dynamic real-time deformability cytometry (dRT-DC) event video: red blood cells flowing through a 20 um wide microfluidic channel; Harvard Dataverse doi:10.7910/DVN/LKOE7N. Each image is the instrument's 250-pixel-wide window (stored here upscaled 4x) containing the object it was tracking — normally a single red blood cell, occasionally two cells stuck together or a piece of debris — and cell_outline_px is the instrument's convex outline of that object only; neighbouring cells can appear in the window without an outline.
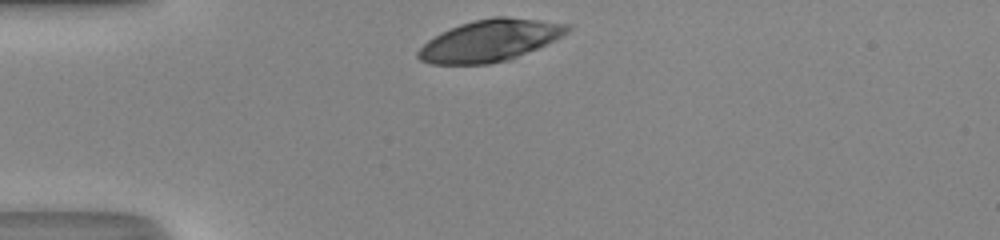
{"species": "human", "species_latin": "Homo sapiens", "temperature_condition": "room temperature", "stored_images_in_passage": 27, "camera_frame_rate_fps": 3000, "um_per_image_px": 0.085, "donor": {"sex": "male"}, "frame": {"image": 1, "passage_image": 1, "time_ms": 0.0, "image_size_px": [1000, 240], "cell_outline_px": [[572, 28], [568, 32], [536, 48], [508, 60], [488, 64], [432, 64], [420, 60], [416, 56], [416, 52], [428, 40], [440, 32], [460, 24], [476, 20], [496, 16], [504, 16], [540, 20], [572, 24]], "centroid_in_image_um": [41.62, 3.44], "position_along_channel_um": 43.4, "area_um2": 35.95}}
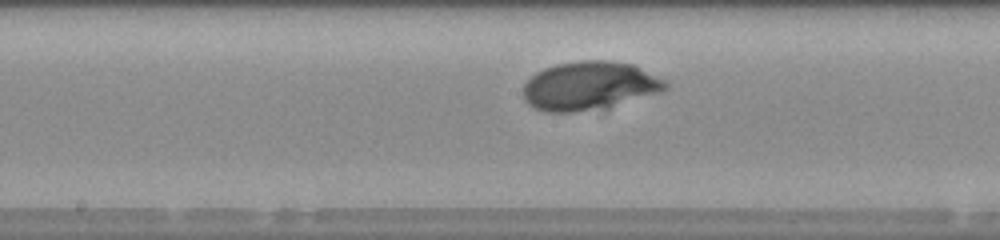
{"frame": {"image": 2, "passage_image": 14, "time_ms": 4.333, "image_size_px": [1000, 240], "cell_outline_px": [[668, 88], [660, 92], [608, 108], [576, 112], [544, 112], [528, 104], [524, 100], [524, 84], [536, 72], [544, 68], [556, 64], [580, 60], [608, 60], [632, 64], [668, 80]], "centroid_in_image_um": [50.13, 7.3], "position_along_channel_um": 198.1, "area_um2": 40.63}}
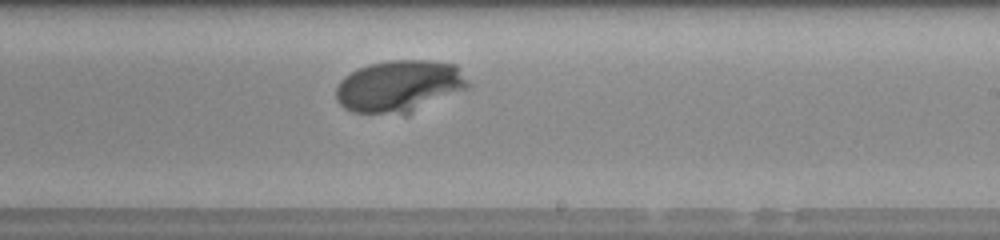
{"frame": {"image": 3, "passage_image": 18, "time_ms": 5.667, "image_size_px": [1000, 240], "cell_outline_px": [[472, 88], [408, 116], [404, 116], [352, 112], [344, 108], [336, 100], [336, 88], [340, 80], [344, 76], [368, 64], [388, 60], [428, 60], [456, 64], [472, 84]], "centroid_in_image_um": [34.02, 7.37], "position_along_channel_um": 255.0, "area_um2": 41.5}, "authors_computed_cell_mechanics": {"area_um2": 40.46, "velocity_mm_per_s": 4.2933, "shape_relaxation_time_tau1_ms": 3.2028, "shape_relaxation_time_tau2_ms": null, "deformation_change_tau1": 0.1822, "deformation_change_tau2": null}}